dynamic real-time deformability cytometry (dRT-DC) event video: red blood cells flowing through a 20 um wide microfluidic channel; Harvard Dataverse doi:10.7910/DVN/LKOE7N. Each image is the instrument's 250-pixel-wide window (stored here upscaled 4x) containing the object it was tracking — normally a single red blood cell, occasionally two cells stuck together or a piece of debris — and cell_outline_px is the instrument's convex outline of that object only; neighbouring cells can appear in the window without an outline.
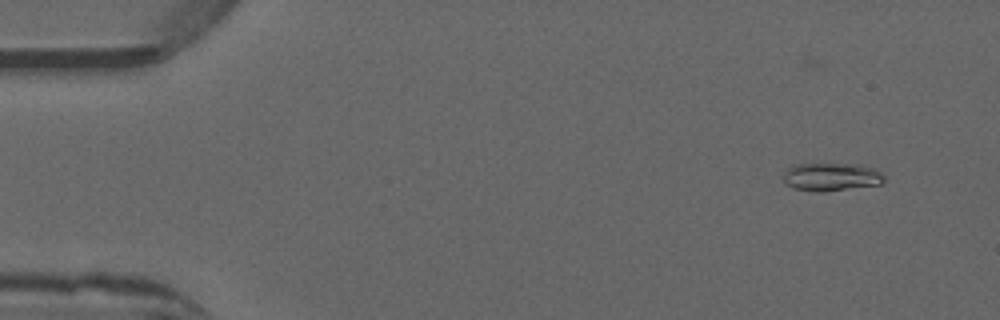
{"species": "common noctule bat (a hibernating species)", "species_latin": "Nyctalus noctula", "temperature_condition": "warm", "stored_images_in_passage": 4, "camera_frame_rate_fps": 3000, "um_per_image_px": 0.085, "animal": {"sex": "male", "forearm_length_mm": 52.5}, "frame": {"image": 1, "passage_image": 1, "time_ms": 0.0, "image_size_px": [1000, 320], "cell_outline_px": [[884, 180], [880, 184], [824, 192], [816, 192], [792, 188], [784, 184], [784, 172], [792, 164], [860, 164], [876, 168], [884, 176]], "centroid_in_image_um": [70.64, 15.03], "position_along_channel_um": 14.4, "area_um2": 16.7}}